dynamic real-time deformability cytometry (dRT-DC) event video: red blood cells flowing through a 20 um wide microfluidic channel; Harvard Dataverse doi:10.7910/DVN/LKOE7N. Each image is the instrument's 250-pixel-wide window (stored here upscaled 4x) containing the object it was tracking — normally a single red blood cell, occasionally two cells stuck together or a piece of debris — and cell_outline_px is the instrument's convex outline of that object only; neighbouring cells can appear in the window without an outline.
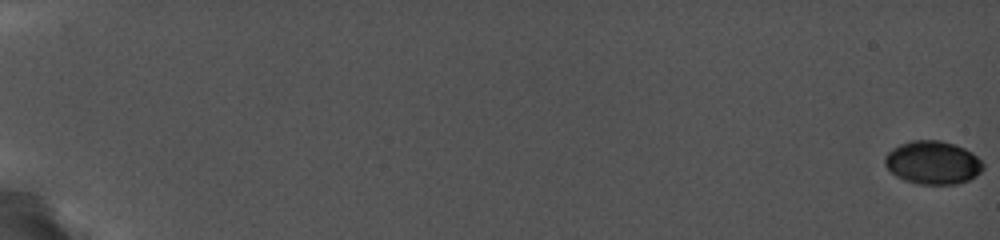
{"species": "common noctule bat (a hibernating species)", "species_latin": "Nyctalus noctula", "temperature_condition": "cold", "stored_images_in_passage": 43, "camera_frame_rate_fps": 5000, "um_per_image_px": 0.085, "animal": {"sex": "female", "body_mass_g": 19.0, "forearm_length_mm": 56.7}, "frame": {"image": 1, "passage_image": 1, "time_ms": 0.0, "image_size_px": [1000, 240], "cell_outline_px": [[984, 168], [976, 176], [968, 180], [956, 184], [920, 184], [904, 180], [896, 176], [884, 164], [884, 156], [892, 148], [900, 144], [912, 140], [940, 140], [964, 148], [972, 152], [984, 164]], "centroid_in_image_um": [79.28, 13.82], "position_along_channel_um": 5.7, "area_um2": 24.74}}
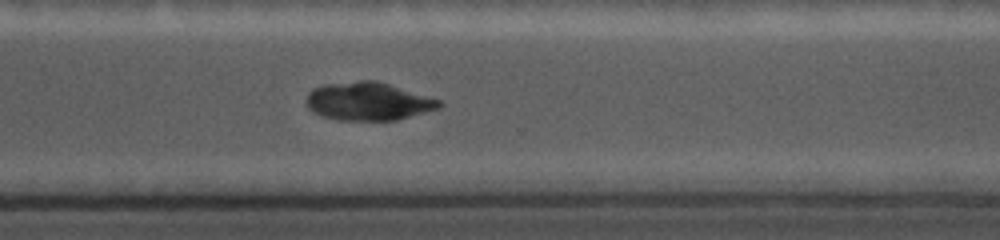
{"frame": {"image": 2, "passage_image": 38, "time_ms": 15.0, "image_size_px": [1000, 240], "cell_outline_px": [[444, 104], [440, 108], [396, 120], [340, 120], [324, 116], [316, 112], [308, 104], [308, 92], [312, 88], [324, 84], [360, 80], [376, 80], [440, 100]], "centroid_in_image_um": [31.33, 8.6], "position_along_channel_um": 339.3, "area_um2": 29.13}}
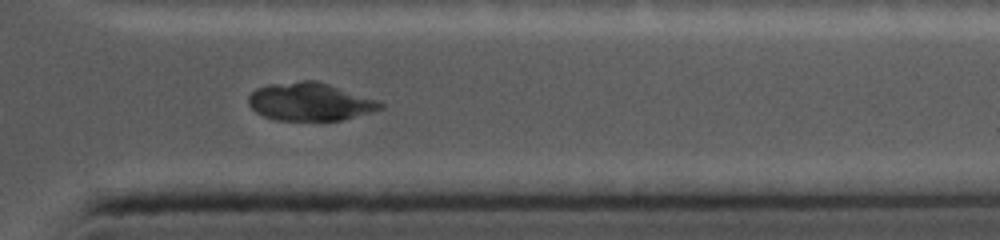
{"frame": {"image": 3, "passage_image": 41, "time_ms": 16.2, "image_size_px": [1000, 240], "cell_outline_px": [[384, 108], [340, 120], [276, 120], [264, 116], [256, 112], [248, 104], [248, 96], [256, 88], [268, 84], [300, 80], [316, 80], [376, 100], [384, 104]], "centroid_in_image_um": [26.29, 8.64], "position_along_channel_um": 385.1, "area_um2": 28.9}}